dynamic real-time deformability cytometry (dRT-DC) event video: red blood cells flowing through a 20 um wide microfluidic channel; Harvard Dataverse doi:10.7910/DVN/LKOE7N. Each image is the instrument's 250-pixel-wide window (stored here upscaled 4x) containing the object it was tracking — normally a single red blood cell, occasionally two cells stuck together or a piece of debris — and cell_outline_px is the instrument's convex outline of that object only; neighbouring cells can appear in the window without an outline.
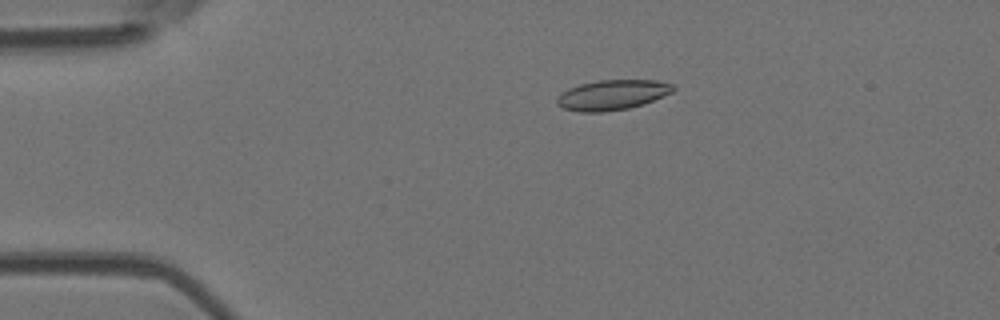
{"species": "Egyptian fruit bat (a non-hibernating species)", "species_latin": "Rousettus aegyptiacus", "temperature_condition": "room temperature", "stored_images_in_passage": 54, "camera_frame_rate_fps": 3000, "um_per_image_px": 0.085, "animal": {"sex": "female"}, "frame": {"image": 1, "passage_image": 11, "time_ms": 3.333, "image_size_px": [1000, 320], "cell_outline_px": [[676, 88], [672, 92], [644, 104], [628, 108], [604, 112], [580, 112], [564, 108], [556, 104], [556, 96], [560, 92], [568, 88], [580, 84], [600, 80], [656, 80], [672, 84]], "centroid_in_image_um": [52.01, 8.07], "position_along_channel_um": 33.0, "area_um2": 20.46}}
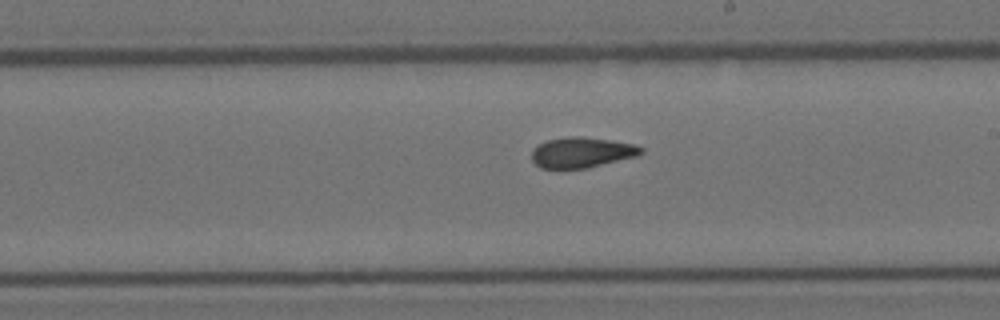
{"frame": {"image": 2, "passage_image": 31, "time_ms": 10.0, "image_size_px": [1000, 320], "cell_outline_px": [[644, 152], [636, 156], [588, 168], [540, 168], [532, 160], [532, 148], [548, 140], [568, 136], [580, 136], [636, 144], [644, 148]], "centroid_in_image_um": [49.46, 12.95], "position_along_channel_um": 239.5, "area_um2": 19.36}}
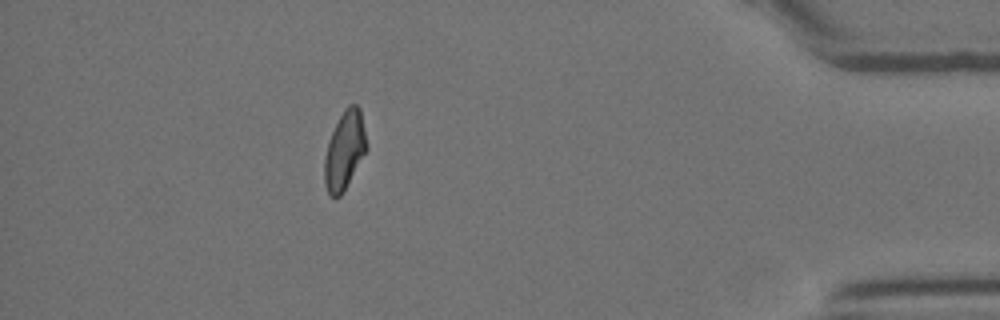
{"frame": {"image": 3, "passage_image": 48, "time_ms": 15.667, "image_size_px": [1000, 320], "cell_outline_px": [[368, 148], [340, 196], [328, 196], [324, 184], [324, 156], [328, 140], [344, 108], [348, 104], [356, 104], [360, 108]], "centroid_in_image_um": [29.27, 12.77], "position_along_channel_um": 405.9, "area_um2": 19.13}, "authors_computed_cell_mechanics": {"area_um2": 19.6809, "velocity_mm_per_s": 3.7873, "shape_relaxation_time_tau1_ms": null, "shape_relaxation_time_tau2_ms": 3.7362, "deformation_change_tau1": null, "deformation_change_tau2": 0.0974}}